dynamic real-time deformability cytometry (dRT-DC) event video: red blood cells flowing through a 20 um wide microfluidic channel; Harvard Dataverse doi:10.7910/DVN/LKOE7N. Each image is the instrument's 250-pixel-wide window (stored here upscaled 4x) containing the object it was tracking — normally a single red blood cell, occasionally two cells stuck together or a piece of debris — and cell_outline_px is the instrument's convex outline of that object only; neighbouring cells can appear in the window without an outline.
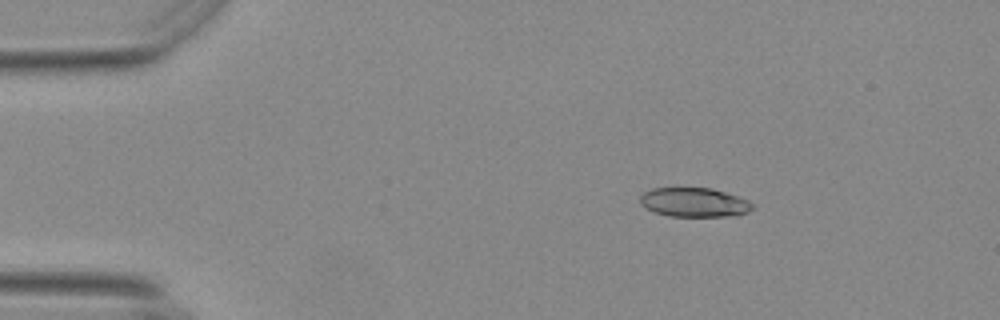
{"species": "Egyptian fruit bat (a non-hibernating species)", "species_latin": "Rousettus aegyptiacus", "temperature_condition": "warm", "stored_images_in_passage": 47, "segment_of_instrument_passage": [1, 2], "camera_frame_rate_fps": 3000, "um_per_image_px": 0.085, "animal": {"sex": "female"}, "frame": {"image": 1, "passage_image": 7, "time_ms": 2.0, "image_size_px": [1000, 320], "cell_outline_px": [[756, 208], [748, 212], [736, 216], [668, 216], [656, 212], [640, 204], [640, 196], [644, 192], [652, 188], [712, 188], [748, 200], [756, 204]], "centroid_in_image_um": [59.06, 17.2], "position_along_channel_um": 25.9, "area_um2": 19.19}}
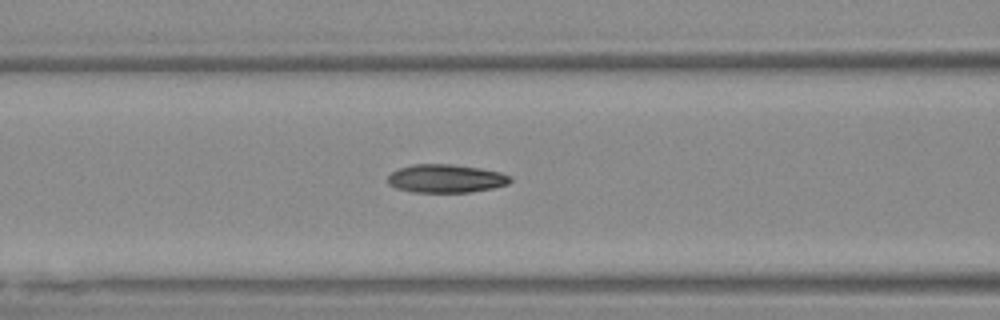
{"frame": {"image": 2, "passage_image": 21, "time_ms": 6.667, "image_size_px": [1000, 320], "cell_outline_px": [[512, 180], [508, 184], [492, 188], [468, 192], [416, 192], [396, 188], [388, 184], [388, 176], [392, 172], [400, 168], [412, 164], [452, 164], [480, 168], [500, 172], [512, 176]], "centroid_in_image_um": [37.92, 15.17], "position_along_channel_um": 128.7, "area_um2": 20.17}}
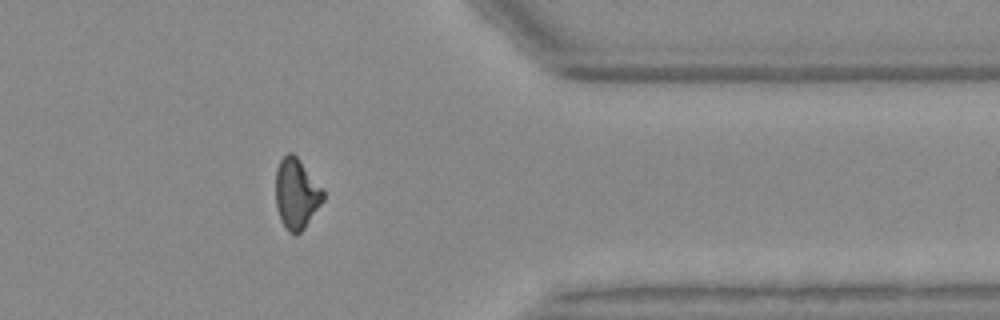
{"frame": {"image": 3, "passage_image": 43, "time_ms": 14.0, "image_size_px": [1000, 320], "cell_outline_px": [[324, 200], [304, 228], [296, 236], [288, 232], [280, 220], [276, 204], [276, 168], [280, 160], [288, 152], [292, 152], [300, 160], [324, 192]], "centroid_in_image_um": [25.17, 16.49], "position_along_channel_um": 386.2, "area_um2": 19.36}}